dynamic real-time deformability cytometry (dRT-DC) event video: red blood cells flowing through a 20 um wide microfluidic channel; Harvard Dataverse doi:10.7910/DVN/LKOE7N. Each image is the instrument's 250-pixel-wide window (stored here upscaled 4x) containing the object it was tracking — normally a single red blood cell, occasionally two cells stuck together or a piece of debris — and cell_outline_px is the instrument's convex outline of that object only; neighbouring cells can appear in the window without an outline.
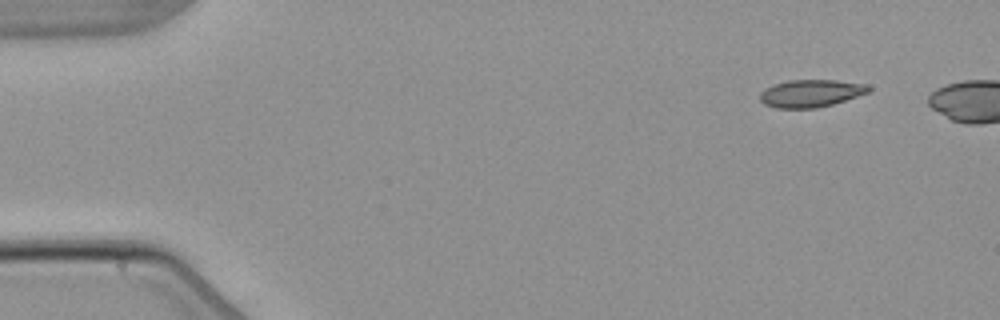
{"species": "common noctule bat (a hibernating species)", "species_latin": "Nyctalus noctula", "temperature_condition": "warm", "stored_images_in_passage": 5, "segment_of_instrument_passage": [1, 2], "camera_frame_rate_fps": 3000, "um_per_image_px": 0.085, "animal": {"sex": "male", "body_mass_g": 21.5, "forearm_length_mm": 52.0}, "frame": {"image": 1, "passage_image": 1, "time_ms": 0.0, "image_size_px": [1000, 320], "cell_outline_px": [[872, 88], [868, 92], [832, 104], [816, 108], [776, 108], [764, 104], [760, 100], [760, 92], [764, 88], [788, 80], [836, 80], [868, 84]], "centroid_in_image_um": [68.9, 7.93], "position_along_channel_um": 16.1, "area_um2": 17.34}}